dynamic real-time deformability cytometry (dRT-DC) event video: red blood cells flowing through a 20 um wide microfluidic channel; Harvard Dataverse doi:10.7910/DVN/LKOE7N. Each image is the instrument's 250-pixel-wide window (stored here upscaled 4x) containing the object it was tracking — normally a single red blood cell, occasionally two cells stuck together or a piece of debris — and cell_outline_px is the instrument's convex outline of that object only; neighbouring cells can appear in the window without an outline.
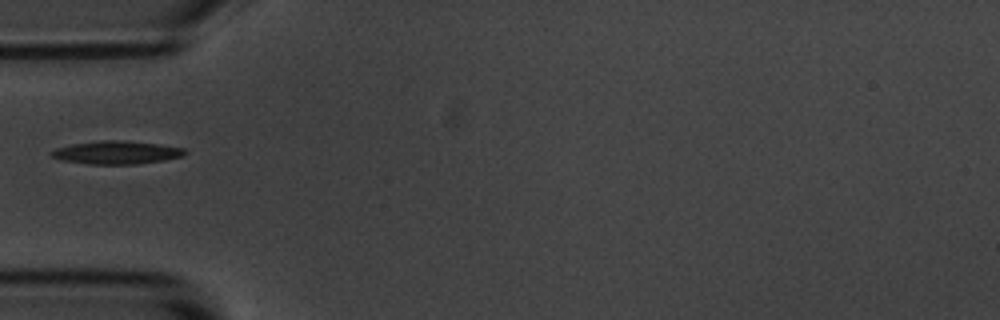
{"species": "common noctule bat (a hibernating species)", "species_latin": "Nyctalus noctula", "temperature_condition": "room temperature", "stored_images_in_passage": 5, "camera_frame_rate_fps": 3000, "um_per_image_px": 0.085, "animal": {"sex": "male", "body_mass_g": 20.1, "forearm_length_mm": 53.5}, "frame": {"image": 1, "passage_image": 4, "time_ms": 4.333, "image_size_px": [1000, 320], "cell_outline_px": [[188, 152], [180, 156], [164, 160], [136, 164], [88, 164], [64, 160], [52, 156], [48, 152], [56, 148], [72, 144], [100, 140], [124, 140], [160, 144], [184, 148]], "centroid_in_image_um": [9.91, 12.95], "position_along_channel_um": 75.1, "area_um2": 17.92}}